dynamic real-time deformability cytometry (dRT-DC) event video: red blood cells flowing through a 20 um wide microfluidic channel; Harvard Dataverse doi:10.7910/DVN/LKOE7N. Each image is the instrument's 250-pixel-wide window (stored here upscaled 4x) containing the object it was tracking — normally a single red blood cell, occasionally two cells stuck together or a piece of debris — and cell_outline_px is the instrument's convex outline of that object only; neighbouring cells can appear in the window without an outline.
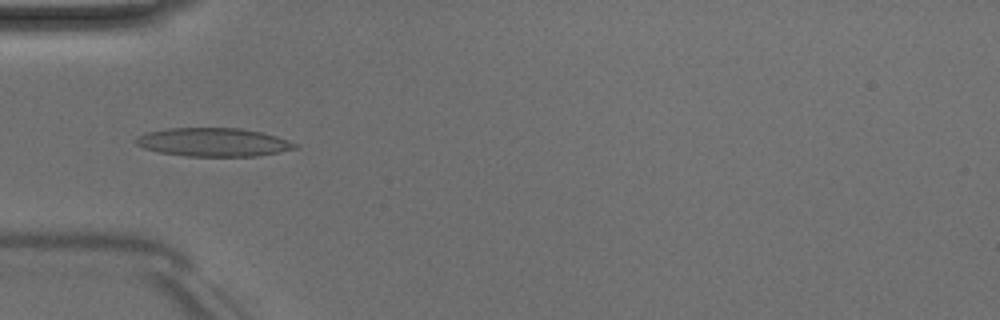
{"species": "Egyptian fruit bat (a non-hibernating species)", "species_latin": "Rousettus aegyptiacus", "temperature_condition": "room temperature", "stored_images_in_passage": 5, "camera_frame_rate_fps": 3000, "um_per_image_px": 0.085, "animal": {"sex": "male"}, "frame": {"image": 1, "passage_image": 5, "time_ms": 5.0, "image_size_px": [1000, 320], "cell_outline_px": [[300, 148], [280, 152], [256, 156], [184, 156], [160, 152], [144, 148], [136, 144], [132, 140], [136, 136], [148, 132], [168, 128], [240, 128], [260, 132], [276, 136], [300, 144]], "centroid_in_image_um": [18.15, 12.09], "position_along_channel_um": 66.8, "area_um2": 26.59}}